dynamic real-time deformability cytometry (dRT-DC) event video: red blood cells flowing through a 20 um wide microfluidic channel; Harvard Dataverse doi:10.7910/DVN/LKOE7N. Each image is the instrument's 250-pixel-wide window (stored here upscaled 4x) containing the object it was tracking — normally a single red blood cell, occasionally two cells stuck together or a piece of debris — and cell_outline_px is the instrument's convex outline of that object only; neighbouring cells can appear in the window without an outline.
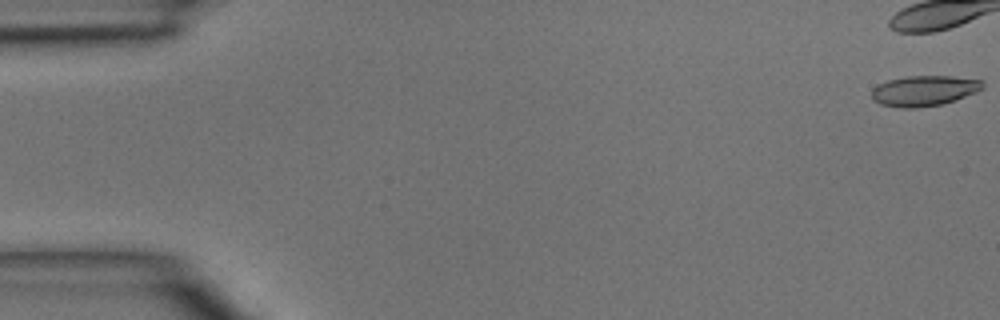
{"species": "common noctule bat (a hibernating species)", "species_latin": "Nyctalus noctula", "temperature_condition": "room temperature", "stored_images_in_passage": 9, "camera_frame_rate_fps": 3000, "um_per_image_px": 0.085, "animal": {"sex": "male", "body_mass_g": 15.6}, "frame": {"image": 1, "passage_image": 1, "time_ms": 0.0, "image_size_px": [1000, 320], "cell_outline_px": [[984, 88], [976, 92], [956, 100], [944, 104], [916, 108], [900, 108], [880, 104], [872, 100], [872, 88], [888, 80], [904, 76], [952, 76], [984, 80]], "centroid_in_image_um": [78.57, 7.72], "position_along_channel_um": 6.4, "area_um2": 19.94}}